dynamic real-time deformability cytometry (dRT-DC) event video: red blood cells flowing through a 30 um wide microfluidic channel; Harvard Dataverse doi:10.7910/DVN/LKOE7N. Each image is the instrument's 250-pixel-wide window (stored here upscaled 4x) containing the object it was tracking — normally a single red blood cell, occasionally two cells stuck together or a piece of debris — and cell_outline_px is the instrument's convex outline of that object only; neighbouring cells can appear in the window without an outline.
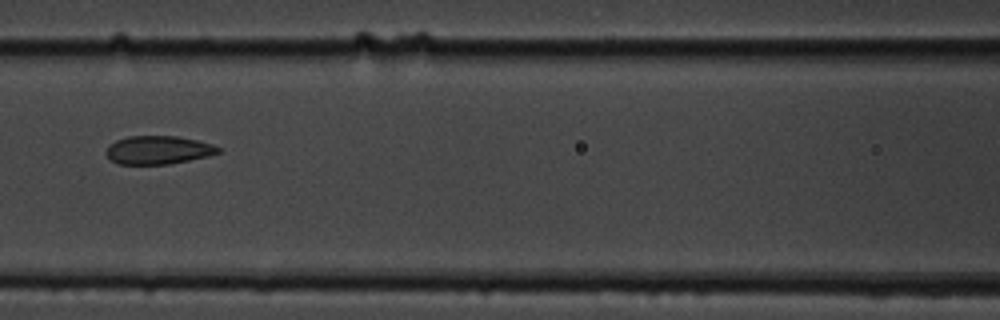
{"species": "common noctule bat (a hibernating species)", "species_latin": "Nyctalus noctula", "temperature_condition": "cold", "stored_images_in_passage": 11, "camera_frame_rate_fps": 3000, "um_per_image_px": 0.085, "animal": {"sex": "male", "body_mass_g": 19.5, "forearm_length_mm": 54.6}, "frame": {"image": 1, "passage_image": 7, "time_ms": 7.667, "image_size_px": [1000, 320], "cell_outline_px": [[220, 152], [208, 156], [168, 164], [116, 164], [104, 152], [108, 144], [116, 140], [128, 136], [176, 136], [196, 140], [212, 144], [220, 148]], "centroid_in_image_um": [13.4, 12.75], "position_along_channel_um": 153.2, "area_um2": 18.5}}
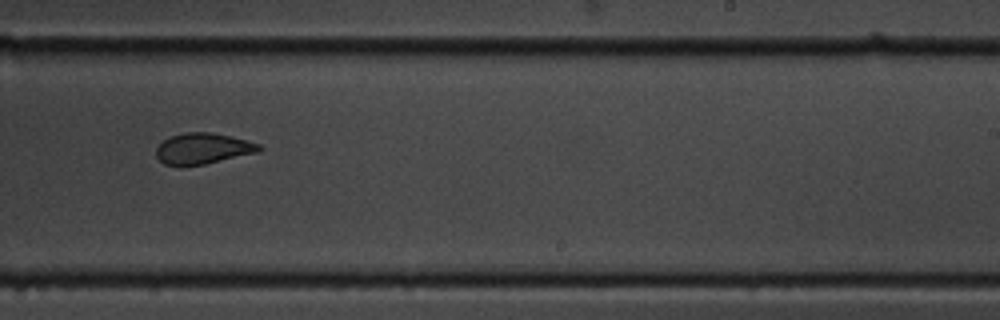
{"frame": {"image": 2, "passage_image": 10, "time_ms": 11.0, "image_size_px": [1000, 320], "cell_outline_px": [[264, 148], [260, 152], [204, 164], [180, 168], [164, 164], [156, 156], [156, 148], [164, 140], [172, 136], [184, 132], [212, 132], [232, 136], [248, 140], [260, 144]], "centroid_in_image_um": [17.26, 12.64], "position_along_channel_um": 271.7, "area_um2": 19.02}}
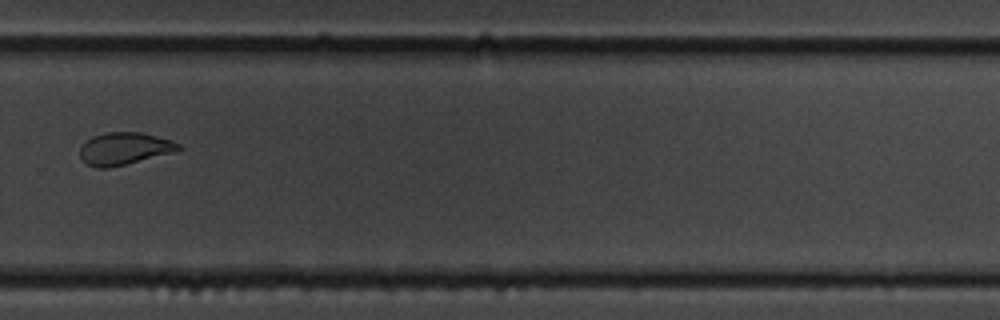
{"frame": {"image": 3, "passage_image": 11, "time_ms": 12.333, "image_size_px": [1000, 320], "cell_outline_px": [[184, 148], [176, 152], [108, 168], [96, 168], [80, 160], [80, 148], [92, 136], [104, 132], [140, 132], [172, 140], [180, 144]], "centroid_in_image_um": [10.59, 12.63], "position_along_channel_um": 319.2, "area_um2": 18.67}}